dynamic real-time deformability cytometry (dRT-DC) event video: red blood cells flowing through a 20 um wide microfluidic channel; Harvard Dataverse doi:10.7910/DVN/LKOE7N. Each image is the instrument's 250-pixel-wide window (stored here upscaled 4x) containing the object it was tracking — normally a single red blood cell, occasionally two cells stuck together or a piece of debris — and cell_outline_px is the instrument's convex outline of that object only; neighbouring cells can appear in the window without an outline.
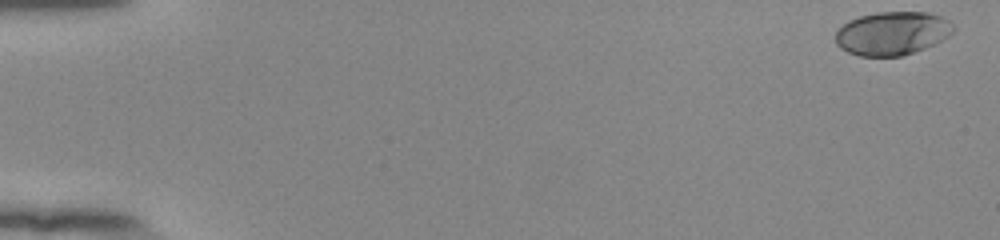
{"species": "human", "species_latin": "Homo sapiens", "temperature_condition": "room temperature", "stored_images_in_passage": 54, "camera_frame_rate_fps": 3000, "um_per_image_px": 0.085, "donor": {"sex": "female"}, "frame": {"image": 1, "passage_image": 1, "time_ms": 0.0, "image_size_px": [1000, 240], "cell_outline_px": [[956, 28], [948, 36], [924, 48], [900, 56], [856, 56], [840, 48], [836, 44], [836, 32], [848, 20], [860, 16], [876, 12], [928, 12], [940, 16], [948, 20]], "centroid_in_image_um": [75.82, 2.82], "position_along_channel_um": 9.2, "area_um2": 29.71}}
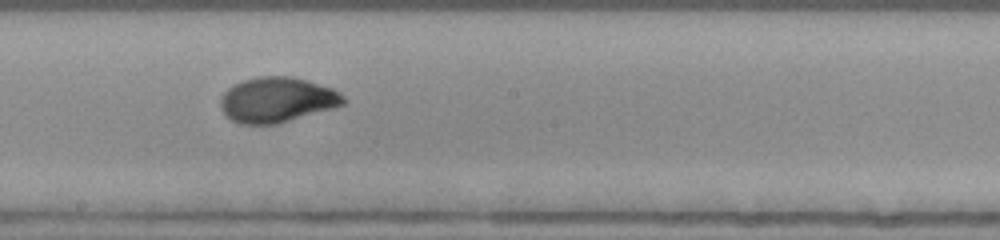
{"frame": {"image": 2, "passage_image": 31, "time_ms": 10.0, "image_size_px": [1000, 240], "cell_outline_px": [[348, 100], [344, 104], [332, 108], [276, 124], [236, 124], [224, 116], [220, 108], [220, 100], [224, 92], [232, 84], [244, 80], [260, 76], [292, 76], [332, 88], [340, 92]], "centroid_in_image_um": [23.51, 8.49], "position_along_channel_um": 224.7, "area_um2": 32.54}}
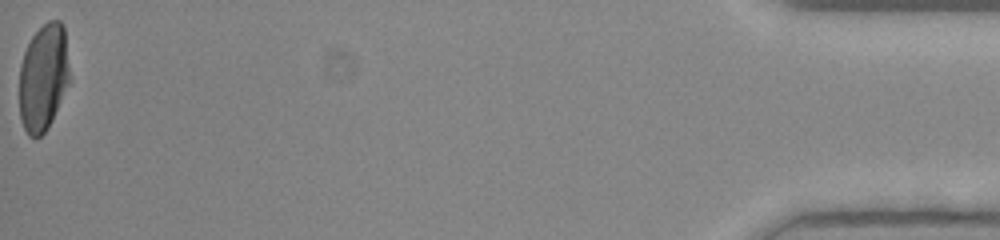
{"frame": {"image": 3, "passage_image": 54, "time_ms": 17.667, "image_size_px": [1000, 240], "cell_outline_px": [[68, 84], [52, 120], [48, 128], [36, 140], [28, 136], [20, 120], [20, 64], [24, 52], [32, 36], [48, 20], [60, 20], [64, 28], [68, 64]], "centroid_in_image_um": [3.66, 6.61], "position_along_channel_um": 431.5, "area_um2": 31.15}, "authors_computed_cell_mechanics": {"area_um2": 31.5588, "velocity_mm_per_s": 3.8774, "shape_relaxation_time_tau1_ms": 3.9286, "shape_relaxation_time_tau2_ms": null, "deformation_change_tau1": 0.1697, "deformation_change_tau2": null}}